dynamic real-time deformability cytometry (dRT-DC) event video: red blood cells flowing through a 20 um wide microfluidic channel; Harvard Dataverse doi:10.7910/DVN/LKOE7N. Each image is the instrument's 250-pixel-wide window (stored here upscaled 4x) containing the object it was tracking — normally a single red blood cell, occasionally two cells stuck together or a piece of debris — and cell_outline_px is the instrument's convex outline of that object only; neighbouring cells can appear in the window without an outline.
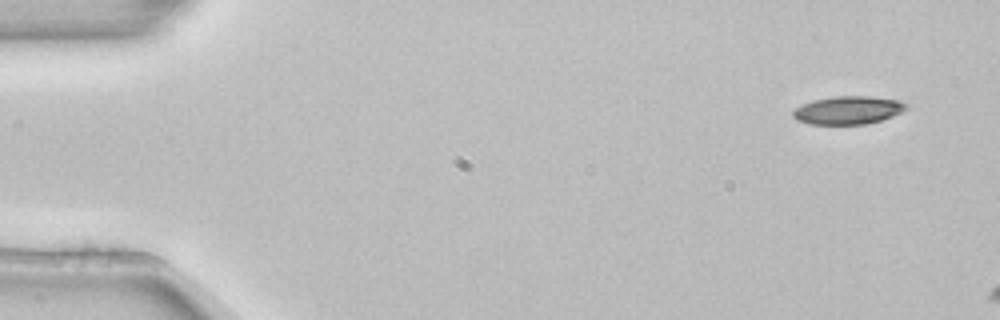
{"species": "common noctule bat (a hibernating species)", "species_latin": "Nyctalus noctula", "temperature_condition": "room temperature", "stored_images_in_passage": 2, "camera_frame_rate_fps": 3000, "um_per_image_px": 0.085, "animal": {"sex": "female", "body_mass_g": 22.7, "forearm_length_mm": 54.2}, "frame": {"image": 1, "passage_image": 1, "time_ms": 0.0, "image_size_px": [1000, 320], "cell_outline_px": [[912, 104], [908, 108], [892, 116], [880, 120], [864, 124], [808, 124], [796, 120], [792, 116], [792, 112], [796, 108], [812, 100], [832, 96], [872, 96], [900, 100]], "centroid_in_image_um": [72.11, 9.35], "position_along_channel_um": 12.9, "area_um2": 18.73}}